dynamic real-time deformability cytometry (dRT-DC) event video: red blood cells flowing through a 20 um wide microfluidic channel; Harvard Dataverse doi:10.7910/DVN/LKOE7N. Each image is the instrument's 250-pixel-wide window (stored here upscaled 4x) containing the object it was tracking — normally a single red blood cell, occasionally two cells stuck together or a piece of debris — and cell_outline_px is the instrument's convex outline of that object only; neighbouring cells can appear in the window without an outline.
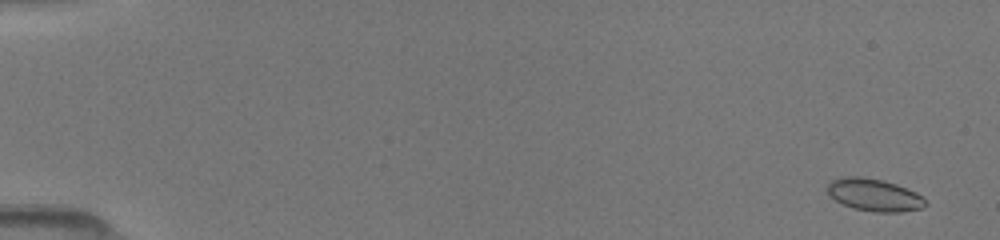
{"species": "common noctule bat (a hibernating species)", "species_latin": "Nyctalus noctula", "temperature_condition": "room temperature", "stored_images_in_passage": 28, "camera_frame_rate_fps": 3000, "um_per_image_px": 0.085, "animal": {"sex": "female", "body_mass_g": 19.5, "forearm_length_mm": 54.1}, "frame": {"image": 1, "passage_image": 2, "time_ms": 0.667, "image_size_px": [1000, 240], "cell_outline_px": [[928, 204], [920, 208], [900, 212], [872, 212], [852, 208], [836, 200], [828, 192], [828, 184], [832, 180], [848, 176], [860, 176], [880, 180], [896, 184], [916, 192]], "centroid_in_image_um": [74.31, 16.58], "position_along_channel_um": 10.7, "area_um2": 18.21}}
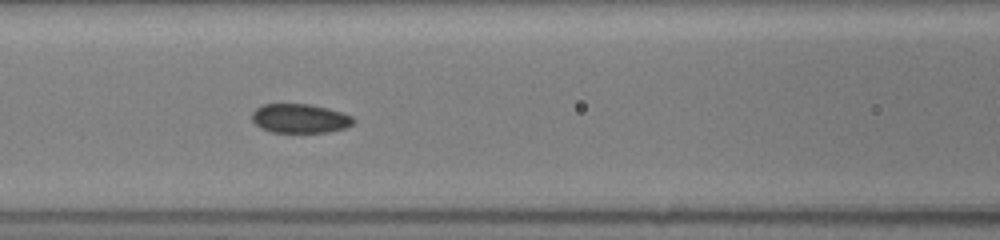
{"frame": {"image": 2, "passage_image": 13, "time_ms": 7.667, "image_size_px": [1000, 240], "cell_outline_px": [[356, 120], [352, 124], [344, 128], [328, 132], [272, 132], [256, 124], [252, 120], [252, 112], [256, 108], [264, 104], [312, 104], [340, 112], [352, 116]], "centroid_in_image_um": [25.5, 10.06], "position_along_channel_um": 141.1, "area_um2": 17.05}}
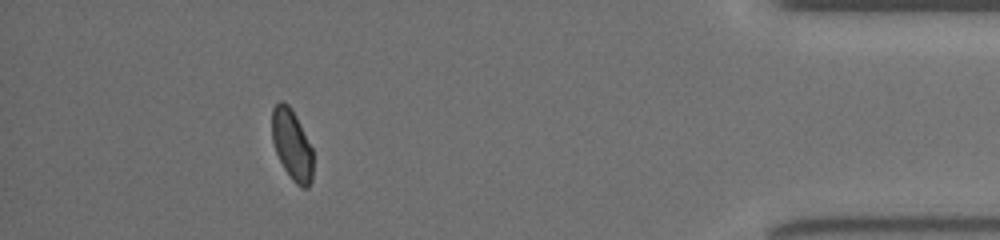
{"frame": {"image": 3, "passage_image": 25, "time_ms": 15.333, "image_size_px": [1000, 240], "cell_outline_px": [[312, 180], [308, 188], [300, 188], [292, 180], [284, 168], [276, 152], [272, 140], [272, 108], [280, 100], [284, 100], [292, 108], [312, 148]], "centroid_in_image_um": [24.81, 12.3], "position_along_channel_um": 410.4, "area_um2": 16.94}}